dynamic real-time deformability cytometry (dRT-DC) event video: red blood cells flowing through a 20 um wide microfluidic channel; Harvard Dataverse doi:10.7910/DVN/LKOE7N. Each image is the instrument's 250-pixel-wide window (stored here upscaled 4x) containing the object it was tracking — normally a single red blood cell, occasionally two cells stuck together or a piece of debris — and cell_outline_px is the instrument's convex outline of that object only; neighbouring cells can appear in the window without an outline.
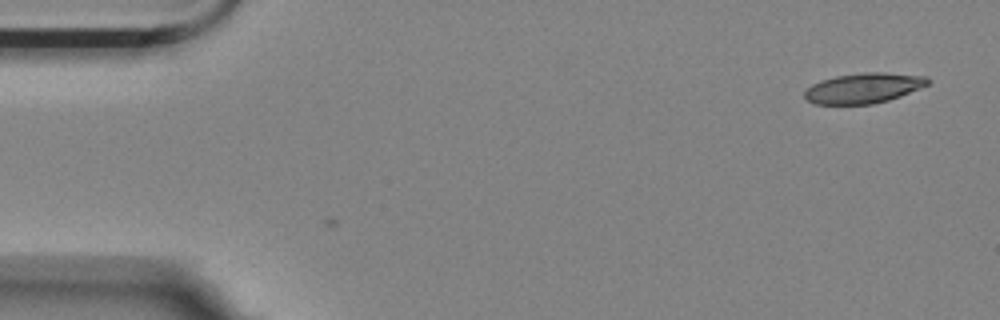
{"species": "Egyptian fruit bat (a non-hibernating species)", "species_latin": "Rousettus aegyptiacus", "temperature_condition": "room temperature", "stored_images_in_passage": 7, "camera_frame_rate_fps": 3000, "um_per_image_px": 0.085, "animal": {"sex": "female"}, "frame": {"image": 1, "passage_image": 7, "time_ms": 2.0, "image_size_px": [1000, 320], "cell_outline_px": [[932, 80], [928, 84], [920, 88], [900, 96], [888, 100], [872, 104], [816, 104], [808, 100], [804, 96], [804, 92], [812, 84], [820, 80], [836, 76], [864, 72], [884, 72], [928, 76]], "centroid_in_image_um": [73.43, 7.47], "position_along_channel_um": 11.6, "area_um2": 21.73}}